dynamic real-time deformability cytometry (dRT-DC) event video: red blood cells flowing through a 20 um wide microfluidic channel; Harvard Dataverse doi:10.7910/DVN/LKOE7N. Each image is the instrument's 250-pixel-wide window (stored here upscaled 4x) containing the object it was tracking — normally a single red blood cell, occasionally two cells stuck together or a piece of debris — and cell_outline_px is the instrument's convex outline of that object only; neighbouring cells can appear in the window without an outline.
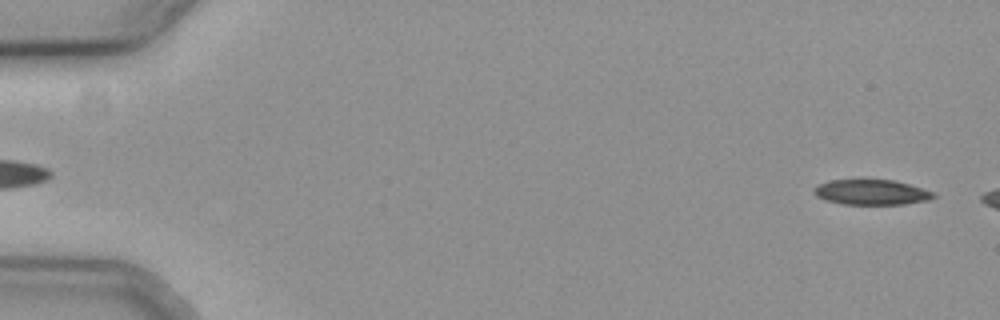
{"species": "common noctule bat (a hibernating species)", "species_latin": "Nyctalus noctula", "temperature_condition": "cold", "stored_images_in_passage": 10, "camera_frame_rate_fps": 3000, "um_per_image_px": 0.085, "animal": {"sex": "female", "body_mass_g": 19.3, "forearm_length_mm": 54.1}, "frame": {"image": 1, "passage_image": 2, "time_ms": 0.333, "image_size_px": [1000, 320], "cell_outline_px": [[936, 196], [928, 200], [904, 204], [840, 204], [816, 196], [812, 192], [812, 188], [828, 180], [896, 180], [936, 192]], "centroid_in_image_um": [74.09, 16.33], "position_along_channel_um": 10.9, "area_um2": 17.63}}